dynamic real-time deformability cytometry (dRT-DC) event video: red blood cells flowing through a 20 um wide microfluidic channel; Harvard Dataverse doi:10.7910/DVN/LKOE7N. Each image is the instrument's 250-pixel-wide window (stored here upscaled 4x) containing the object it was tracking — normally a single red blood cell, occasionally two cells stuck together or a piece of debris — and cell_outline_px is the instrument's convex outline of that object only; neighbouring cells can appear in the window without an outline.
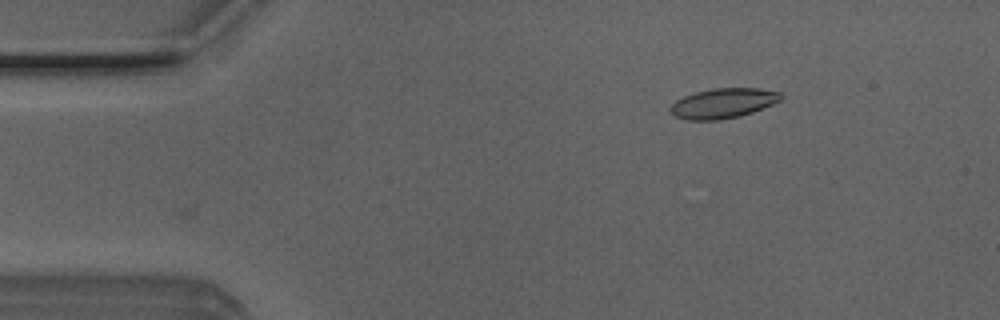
{"species": "Egyptian fruit bat (a non-hibernating species)", "species_latin": "Rousettus aegyptiacus", "temperature_condition": "room temperature", "stored_images_in_passage": 45, "camera_frame_rate_fps": 3000, "um_per_image_px": 0.085, "animal": {"sex": "male"}, "frame": {"image": 1, "passage_image": 1, "time_ms": 0.0, "image_size_px": [1000, 320], "cell_outline_px": [[780, 100], [772, 104], [752, 112], [740, 116], [720, 120], [684, 120], [676, 116], [668, 108], [676, 100], [684, 96], [696, 92], [712, 88], [760, 88], [780, 92]], "centroid_in_image_um": [61.43, 8.78], "position_along_channel_um": 23.6, "area_um2": 19.19}}
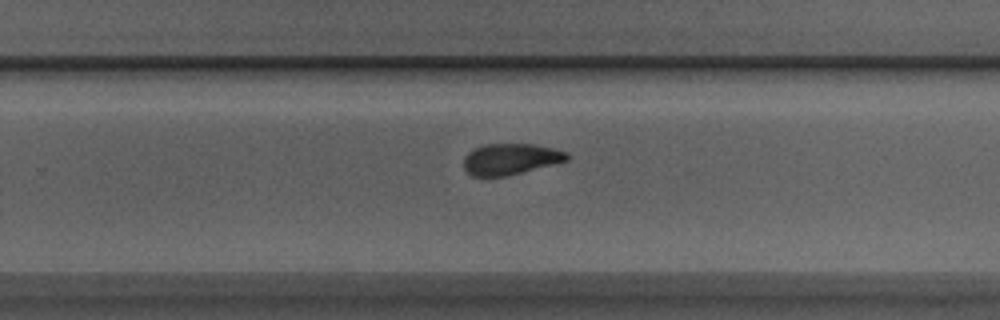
{"frame": {"image": 2, "passage_image": 26, "time_ms": 8.333, "image_size_px": [1000, 320], "cell_outline_px": [[568, 160], [508, 176], [472, 176], [464, 168], [464, 156], [468, 152], [484, 144], [536, 144], [568, 152]], "centroid_in_image_um": [43.39, 13.52], "position_along_channel_um": 286.4, "area_um2": 18.67}}
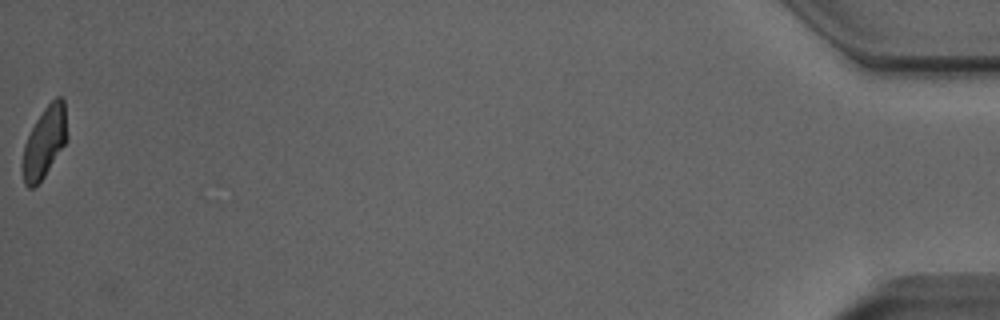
{"frame": {"image": 3, "passage_image": 45, "time_ms": 14.667, "image_size_px": [1000, 320], "cell_outline_px": [[68, 140], [44, 176], [32, 188], [28, 188], [24, 184], [20, 168], [24, 144], [36, 120], [44, 108], [56, 96], [60, 96], [64, 100], [68, 136]], "centroid_in_image_um": [3.77, 12.1], "position_along_channel_um": 431.4, "area_um2": 18.67}, "authors_computed_cell_mechanics": {"area_um2": 19.4786, "velocity_mm_per_s": 3.984, "shape_relaxation_time_tau1_ms": 6.7899, "shape_relaxation_time_tau2_ms": 1.8158, "deformation_change_tau1": 0.1796, "deformation_change_tau2": 0.0805}}